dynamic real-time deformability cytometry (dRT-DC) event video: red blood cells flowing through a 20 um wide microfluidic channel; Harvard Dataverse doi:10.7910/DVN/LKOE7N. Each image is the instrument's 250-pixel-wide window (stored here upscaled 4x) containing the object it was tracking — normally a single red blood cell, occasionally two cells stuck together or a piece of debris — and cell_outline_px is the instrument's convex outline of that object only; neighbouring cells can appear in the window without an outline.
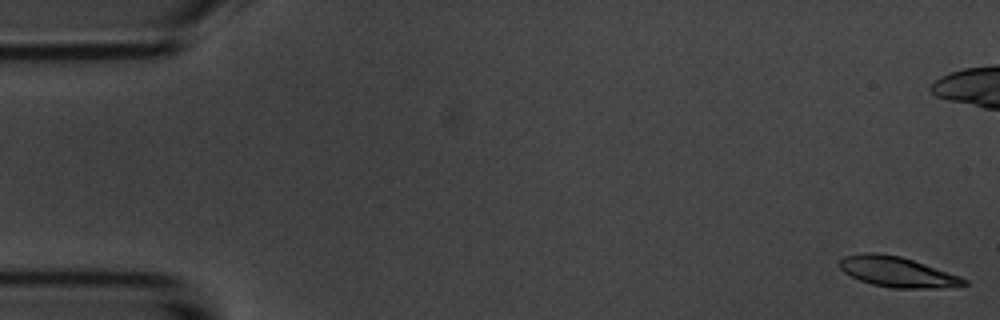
{"species": "common noctule bat (a hibernating species)", "species_latin": "Nyctalus noctula", "temperature_condition": "room temperature", "stored_images_in_passage": 5, "camera_frame_rate_fps": 3000, "um_per_image_px": 0.085, "animal": {"sex": "male", "body_mass_g": 20.1, "forearm_length_mm": 53.5}, "frame": {"image": 1, "passage_image": 1, "time_ms": 0.0, "image_size_px": [1000, 320], "cell_outline_px": [[968, 284], [944, 288], [892, 288], [872, 284], [860, 280], [844, 272], [840, 268], [840, 260], [844, 256], [868, 252], [872, 252], [900, 256], [960, 276], [968, 280]], "centroid_in_image_um": [76.28, 23.12], "position_along_channel_um": 8.7, "area_um2": 21.73}}